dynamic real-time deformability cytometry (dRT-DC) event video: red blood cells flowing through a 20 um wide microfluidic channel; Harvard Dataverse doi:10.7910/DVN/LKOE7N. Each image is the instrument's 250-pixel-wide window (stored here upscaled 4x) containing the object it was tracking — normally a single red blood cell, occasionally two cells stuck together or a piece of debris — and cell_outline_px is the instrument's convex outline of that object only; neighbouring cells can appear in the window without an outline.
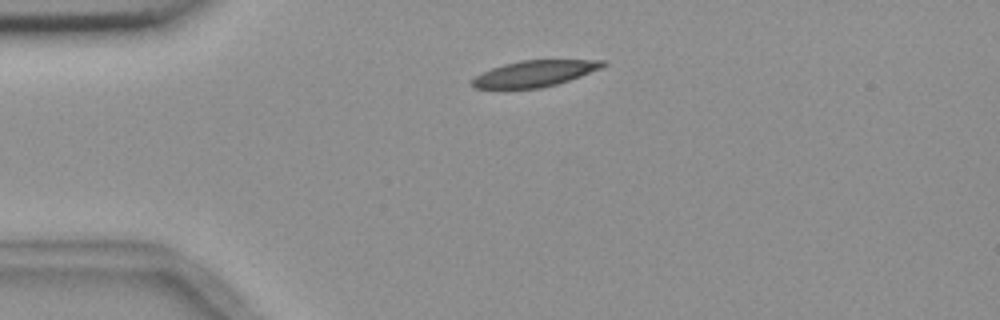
{"species": "common noctule bat (a hibernating species)", "species_latin": "Nyctalus noctula", "temperature_condition": "room temperature", "stored_images_in_passage": 3, "camera_frame_rate_fps": 3000, "um_per_image_px": 0.085, "animal": {"sex": "female", "body_mass_g": 18.4}, "frame": {"image": 1, "passage_image": 2, "time_ms": 1.333, "image_size_px": [1000, 320], "cell_outline_px": [[608, 64], [600, 68], [580, 76], [556, 84], [540, 88], [476, 88], [472, 84], [472, 80], [476, 76], [492, 68], [504, 64], [520, 60], [608, 60]], "centroid_in_image_um": [45.48, 6.24], "position_along_channel_um": 39.5, "area_um2": 19.59}}